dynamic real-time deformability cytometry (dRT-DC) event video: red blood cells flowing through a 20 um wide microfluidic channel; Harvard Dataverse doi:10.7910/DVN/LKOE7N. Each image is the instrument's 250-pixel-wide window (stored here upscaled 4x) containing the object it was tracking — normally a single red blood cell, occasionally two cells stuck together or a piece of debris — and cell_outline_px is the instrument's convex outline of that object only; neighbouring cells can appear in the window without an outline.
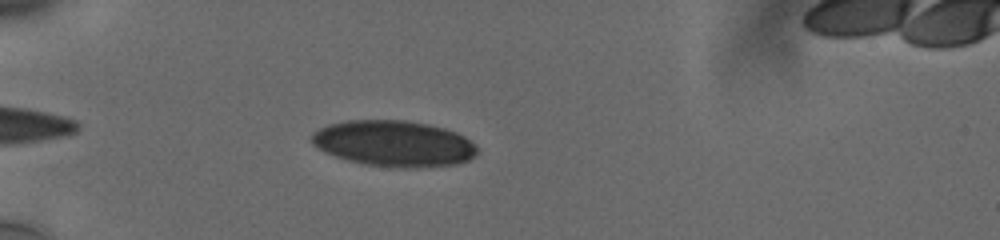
{"species": "human", "species_latin": "Homo sapiens", "temperature_condition": "cold", "stored_images_in_passage": 12, "camera_frame_rate_fps": 3000, "um_per_image_px": 0.085, "donor": {"sex": "male"}, "frame": {"image": 1, "passage_image": 8, "time_ms": 6.0, "image_size_px": [1000, 240], "cell_outline_px": [[476, 156], [468, 160], [456, 164], [416, 168], [400, 168], [364, 164], [348, 160], [336, 156], [320, 148], [312, 140], [312, 136], [320, 128], [328, 124], [348, 120], [404, 120], [428, 124], [444, 128], [456, 132], [464, 136], [476, 144]], "centroid_in_image_um": [33.54, 12.2], "position_along_channel_um": 51.5, "area_um2": 44.1}}
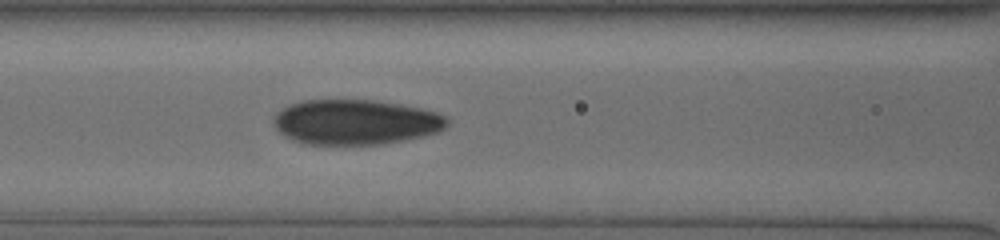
{"frame": {"image": 2, "passage_image": 12, "time_ms": 9.0, "image_size_px": [1000, 240], "cell_outline_px": [[448, 124], [444, 128], [436, 132], [424, 136], [404, 140], [380, 144], [304, 144], [292, 140], [280, 132], [272, 124], [272, 120], [276, 112], [280, 108], [304, 100], [372, 100], [400, 104], [420, 108], [436, 112], [444, 116], [448, 120]], "centroid_in_image_um": [30.19, 10.37], "position_along_channel_um": 136.4, "area_um2": 45.55}}